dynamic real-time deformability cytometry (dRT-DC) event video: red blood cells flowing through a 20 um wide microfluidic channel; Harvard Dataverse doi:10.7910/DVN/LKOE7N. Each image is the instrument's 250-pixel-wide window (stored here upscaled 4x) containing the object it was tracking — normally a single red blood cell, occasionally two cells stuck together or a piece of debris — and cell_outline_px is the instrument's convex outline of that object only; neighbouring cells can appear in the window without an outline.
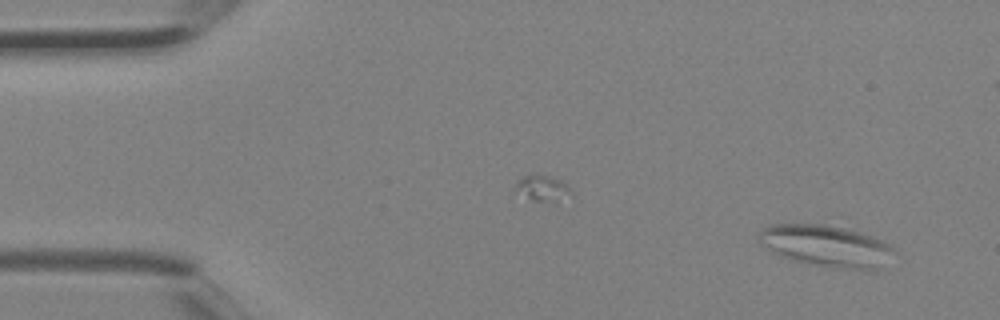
{"species": "Egyptian fruit bat (a non-hibernating species)", "species_latin": "Rousettus aegyptiacus", "temperature_condition": "room temperature", "stored_images_in_passage": 2, "segment_of_instrument_passage": [2, 2], "camera_frame_rate_fps": 3000, "um_per_image_px": 0.085, "animal": {"sex": "female"}, "frame": {"image": 1, "passage_image": 2, "time_ms": 0.333, "image_size_px": [1000, 320], "cell_outline_px": [[896, 248], [880, 272], [876, 272], [836, 268], [792, 260], [780, 256], [772, 252], [760, 244], [760, 232], [764, 228], [772, 224], [824, 224], [844, 228], [860, 232], [872, 236]], "centroid_in_image_um": [70.3, 20.93], "position_along_channel_um": 14.7, "area_um2": 33.06}}